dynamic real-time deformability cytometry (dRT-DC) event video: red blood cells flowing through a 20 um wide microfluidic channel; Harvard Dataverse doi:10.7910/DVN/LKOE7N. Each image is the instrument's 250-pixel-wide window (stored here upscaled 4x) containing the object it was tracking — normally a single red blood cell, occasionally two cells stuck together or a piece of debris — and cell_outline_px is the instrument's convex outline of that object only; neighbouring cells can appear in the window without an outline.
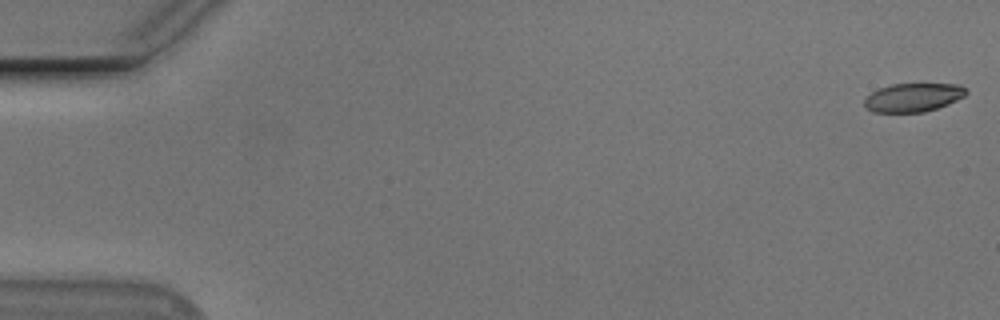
{"species": "Egyptian fruit bat (a non-hibernating species)", "species_latin": "Rousettus aegyptiacus", "temperature_condition": "cold", "stored_images_in_passage": 54, "camera_frame_rate_fps": 3000, "um_per_image_px": 0.085, "animal": {"sex": "male"}, "frame": {"image": 1, "passage_image": 1, "time_ms": 0.0, "image_size_px": [1000, 320], "cell_outline_px": [[968, 92], [964, 96], [948, 104], [924, 112], [872, 112], [864, 104], [864, 100], [872, 92], [880, 88], [892, 84], [960, 84]], "centroid_in_image_um": [77.63, 8.28], "position_along_channel_um": 7.4, "area_um2": 16.76}}
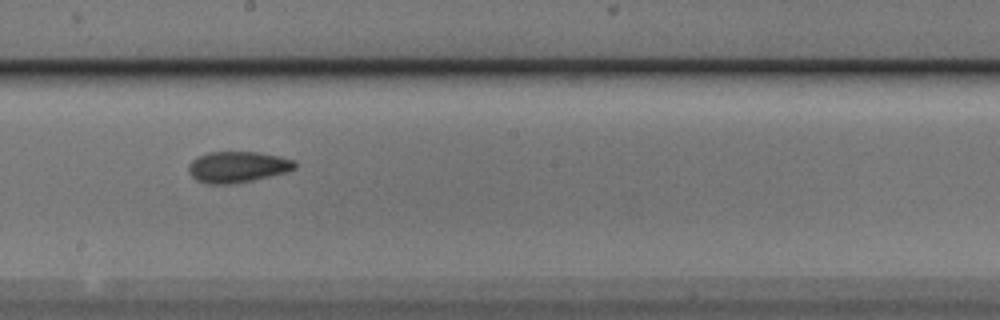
{"frame": {"image": 2, "passage_image": 31, "time_ms": 10.0, "image_size_px": [1000, 320], "cell_outline_px": [[296, 168], [288, 172], [252, 180], [224, 184], [208, 184], [196, 180], [192, 176], [188, 168], [188, 164], [196, 156], [208, 152], [256, 152], [280, 156], [296, 160]], "centroid_in_image_um": [20.2, 14.18], "position_along_channel_um": 228.0, "area_um2": 19.31}}
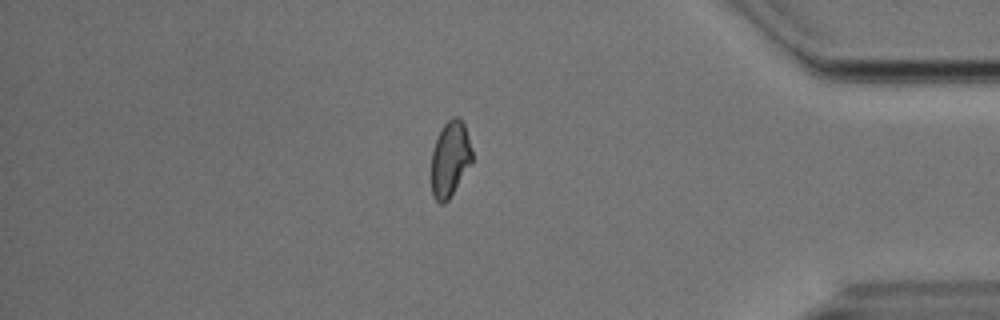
{"frame": {"image": 3, "passage_image": 47, "time_ms": 15.333, "image_size_px": [1000, 320], "cell_outline_px": [[472, 160], [448, 200], [444, 204], [440, 204], [432, 196], [432, 152], [436, 140], [444, 124], [452, 116], [460, 116], [464, 124], [472, 152]], "centroid_in_image_um": [38.24, 13.5], "position_along_channel_um": 397.0, "area_um2": 17.57}, "authors_computed_cell_mechanics": {"area_um2": 18.6116, "velocity_mm_per_s": 3.7507, "shape_relaxation_time_tau1_ms": null, "shape_relaxation_time_tau2_ms": 3.0102, "deformation_change_tau1": null, "deformation_change_tau2": 0.0889}}